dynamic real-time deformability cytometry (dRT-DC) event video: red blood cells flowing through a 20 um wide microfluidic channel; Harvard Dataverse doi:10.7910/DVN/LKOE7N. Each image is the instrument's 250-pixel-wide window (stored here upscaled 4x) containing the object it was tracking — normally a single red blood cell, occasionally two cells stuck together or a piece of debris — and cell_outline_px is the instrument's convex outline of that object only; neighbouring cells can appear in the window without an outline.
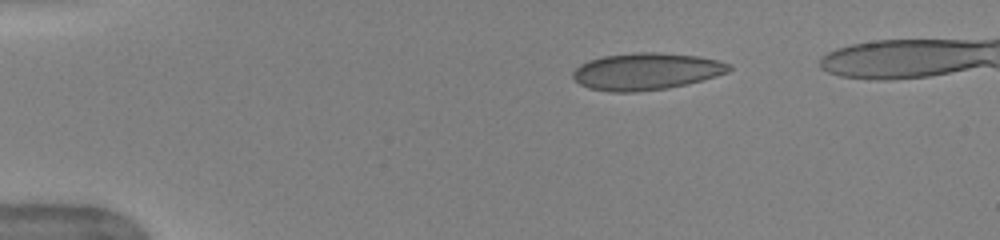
{"species": "human", "species_latin": "Homo sapiens", "temperature_condition": "warm", "stored_images_in_passage": 40, "camera_frame_rate_fps": 3000, "um_per_image_px": 0.085, "donor": {"sex": "female"}, "frame": {"image": 1, "passage_image": 1, "time_ms": 0.0, "image_size_px": [1000, 240], "cell_outline_px": [[732, 68], [728, 72], [716, 76], [688, 84], [668, 88], [636, 92], [608, 92], [588, 88], [580, 84], [572, 76], [572, 72], [580, 64], [588, 60], [604, 56], [636, 52], [660, 52], [696, 56], [716, 60], [732, 64]], "centroid_in_image_um": [54.92, 6.07], "position_along_channel_um": 30.1, "area_um2": 33.76}}